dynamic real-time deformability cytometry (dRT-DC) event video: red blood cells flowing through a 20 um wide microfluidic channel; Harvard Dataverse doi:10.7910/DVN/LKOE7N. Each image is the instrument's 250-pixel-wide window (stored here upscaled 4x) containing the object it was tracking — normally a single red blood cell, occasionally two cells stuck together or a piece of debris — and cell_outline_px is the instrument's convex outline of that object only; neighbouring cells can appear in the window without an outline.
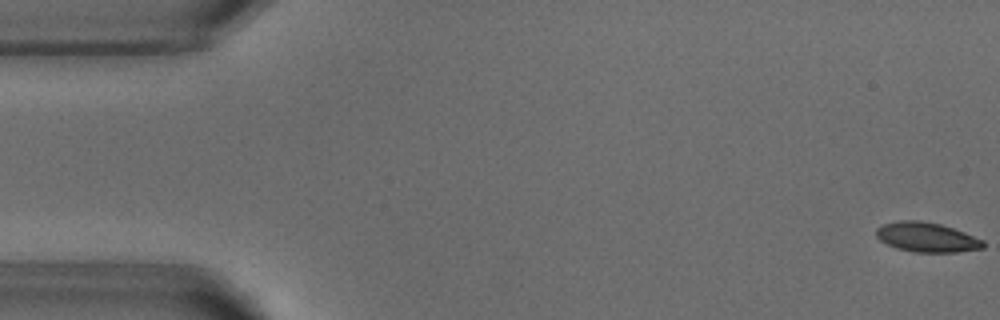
{"species": "common noctule bat (a hibernating species)", "species_latin": "Nyctalus noctula", "temperature_condition": "warm", "stored_images_in_passage": 53, "camera_frame_rate_fps": 3000, "um_per_image_px": 0.085, "animal": {"sex": "male", "body_mass_g": 18.8}, "frame": {"image": 1, "passage_image": 1, "time_ms": 0.0, "image_size_px": [1000, 320], "cell_outline_px": [[984, 248], [956, 252], [916, 252], [896, 248], [880, 240], [876, 236], [876, 228], [884, 224], [900, 220], [920, 220], [940, 224], [964, 232], [984, 240]], "centroid_in_image_um": [78.77, 20.16], "position_along_channel_um": 6.2, "area_um2": 18.38}}
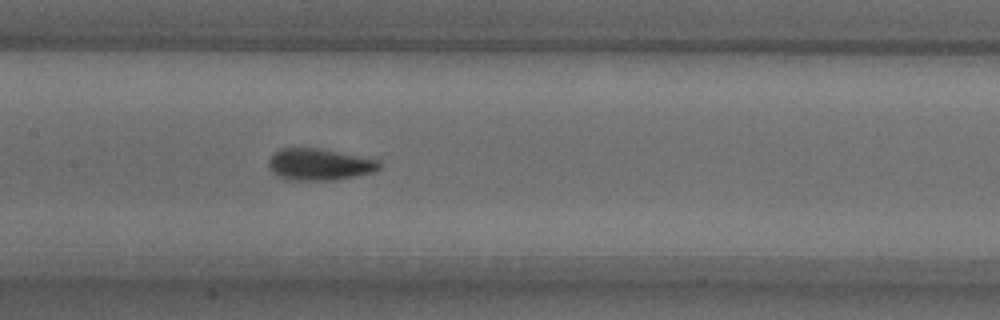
{"frame": {"image": 2, "passage_image": 25, "time_ms": 8.0, "image_size_px": [1000, 320], "cell_outline_px": [[384, 164], [380, 168], [372, 172], [332, 180], [292, 180], [276, 176], [268, 168], [268, 160], [280, 148], [316, 148], [380, 160]], "centroid_in_image_um": [27.13, 13.98], "position_along_channel_um": 180.3, "area_um2": 20.29}}
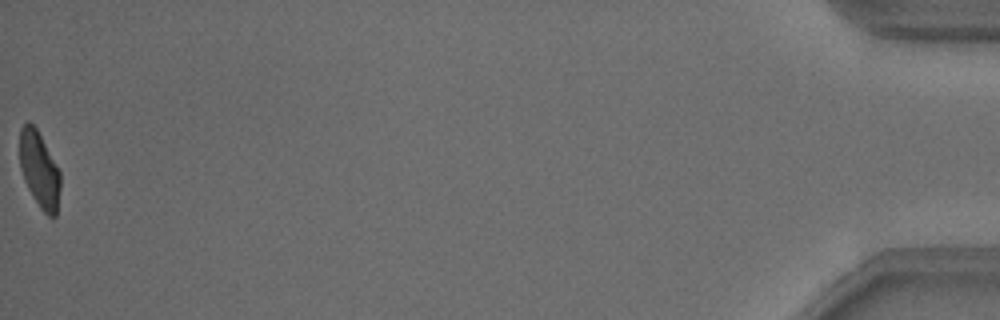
{"frame": {"image": 3, "passage_image": 53, "time_ms": 17.333, "image_size_px": [1000, 320], "cell_outline_px": [[60, 188], [56, 216], [48, 216], [40, 208], [32, 196], [24, 180], [20, 168], [20, 128], [28, 120], [36, 128], [60, 172]], "centroid_in_image_um": [3.33, 14.44], "position_along_channel_um": 431.9, "area_um2": 17.8}, "authors_computed_cell_mechanics": {"area_um2": 19.4208, "velocity_mm_per_s": 3.8205, "shape_relaxation_time_tau1_ms": 4.2717, "shape_relaxation_time_tau2_ms": 0.9196, "deformation_change_tau1": 0.1423, "deformation_change_tau2": 0.0496}}